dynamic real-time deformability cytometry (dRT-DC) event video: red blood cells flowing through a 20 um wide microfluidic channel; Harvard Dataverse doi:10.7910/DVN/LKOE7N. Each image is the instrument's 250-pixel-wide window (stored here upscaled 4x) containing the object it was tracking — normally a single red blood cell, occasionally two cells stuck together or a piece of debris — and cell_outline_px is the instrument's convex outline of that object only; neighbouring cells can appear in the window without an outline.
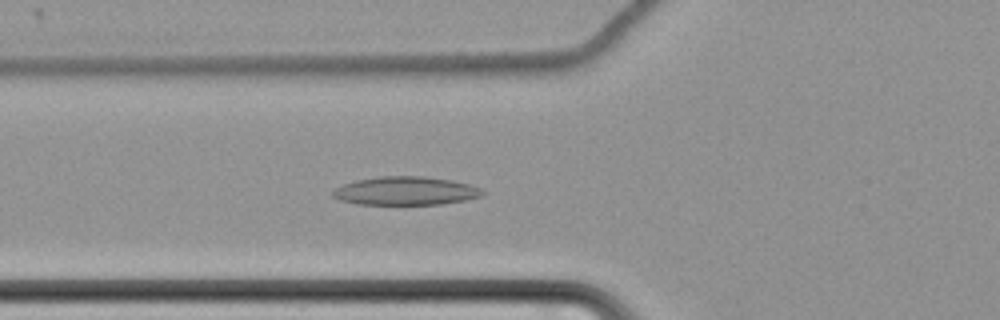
{"species": "common noctule bat (a hibernating species)", "species_latin": "Nyctalus noctula", "temperature_condition": "cold", "stored_images_in_passage": 65, "camera_frame_rate_fps": 3000, "um_per_image_px": 0.085, "animal": {"sex": "female", "body_mass_g": 22.7, "forearm_length_mm": 54.2}, "frame": {"image": 1, "passage_image": 28, "time_ms": 9.0, "image_size_px": [1000, 320], "cell_outline_px": [[484, 196], [444, 204], [356, 204], [340, 200], [332, 196], [332, 192], [336, 188], [344, 184], [356, 180], [380, 176], [424, 176], [452, 180], [468, 184], [480, 188], [484, 192]], "centroid_in_image_um": [34.49, 16.22], "position_along_channel_um": 91.3, "area_um2": 24.8}}
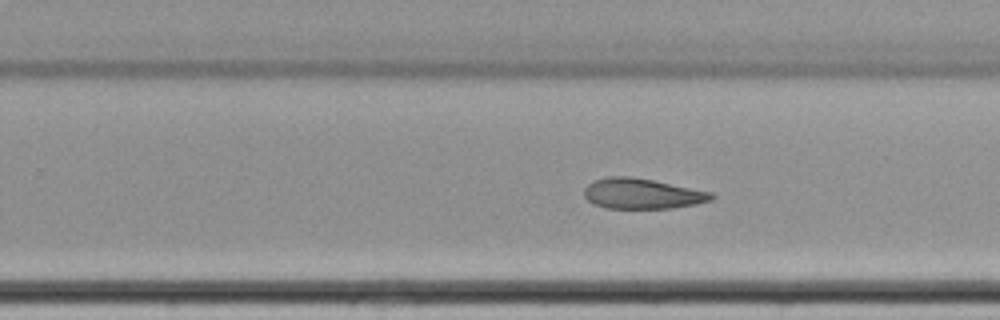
{"frame": {"image": 2, "passage_image": 44, "time_ms": 14.333, "image_size_px": [1000, 320], "cell_outline_px": [[716, 196], [712, 200], [696, 204], [672, 208], [604, 208], [592, 204], [584, 196], [584, 188], [592, 180], [604, 176], [632, 176], [712, 192]], "centroid_in_image_um": [54.54, 16.45], "position_along_channel_um": 275.3, "area_um2": 22.77}}
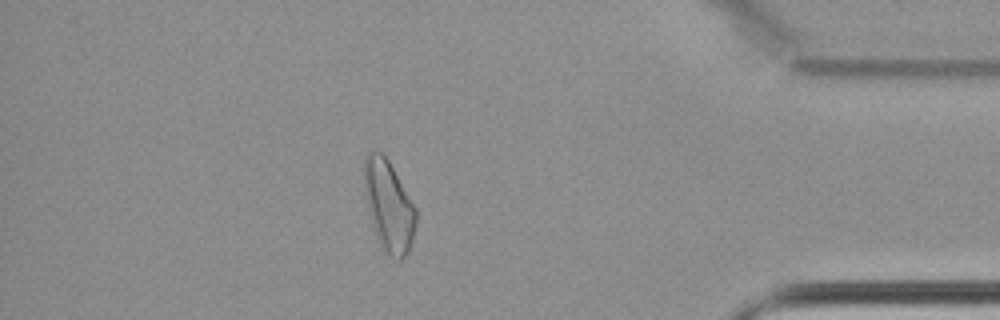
{"frame": {"image": 3, "passage_image": 58, "time_ms": 19.0, "image_size_px": [1000, 320], "cell_outline_px": [[416, 224], [412, 240], [408, 252], [400, 260], [388, 256], [384, 252], [380, 244], [372, 224], [364, 188], [364, 156], [372, 148], [380, 152], [388, 160], [416, 208]], "centroid_in_image_um": [33.03, 17.49], "position_along_channel_um": 402.2, "area_um2": 27.22}}